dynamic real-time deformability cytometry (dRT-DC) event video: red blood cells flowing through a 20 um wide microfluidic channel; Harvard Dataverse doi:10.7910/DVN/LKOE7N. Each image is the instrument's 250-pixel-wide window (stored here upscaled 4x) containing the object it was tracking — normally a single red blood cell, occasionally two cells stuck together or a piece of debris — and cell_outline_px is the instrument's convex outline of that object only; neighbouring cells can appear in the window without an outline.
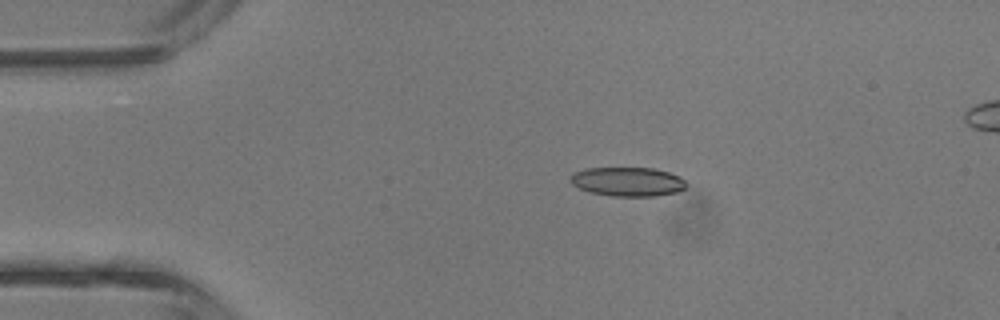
{"species": "common noctule bat (a hibernating species)", "species_latin": "Nyctalus noctula", "temperature_condition": "room temperature", "stored_images_in_passage": 3, "camera_frame_rate_fps": 3000, "um_per_image_px": 0.085, "animal": {"sex": "male", "body_mass_g": 13.3}, "frame": {"image": 1, "passage_image": 2, "time_ms": 1.333, "image_size_px": [1000, 320], "cell_outline_px": [[688, 184], [684, 188], [676, 192], [656, 196], [612, 196], [588, 192], [572, 184], [568, 176], [572, 172], [584, 168], [652, 168], [668, 172], [680, 176]], "centroid_in_image_um": [53.31, 15.44], "position_along_channel_um": 31.7, "area_um2": 19.83}}